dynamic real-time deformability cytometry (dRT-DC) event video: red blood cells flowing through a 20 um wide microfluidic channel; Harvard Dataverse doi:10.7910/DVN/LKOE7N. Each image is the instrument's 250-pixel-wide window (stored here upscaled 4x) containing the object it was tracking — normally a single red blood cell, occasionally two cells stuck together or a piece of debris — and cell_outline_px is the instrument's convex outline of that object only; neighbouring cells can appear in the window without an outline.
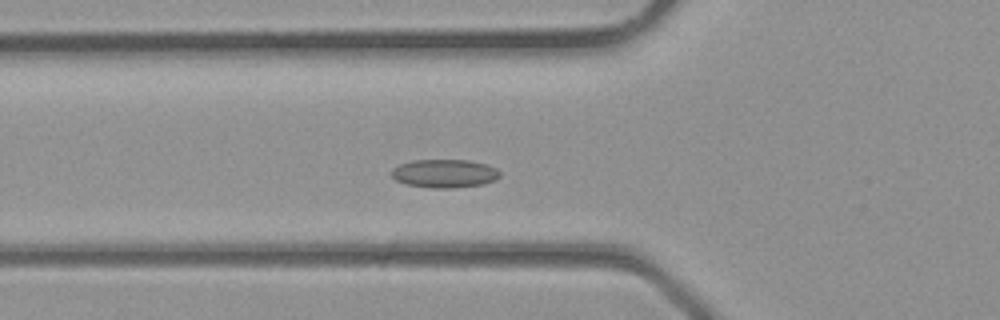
{"species": "common noctule bat (a hibernating species)", "species_latin": "Nyctalus noctula", "temperature_condition": "room temperature", "stored_images_in_passage": 24, "camera_frame_rate_fps": 3000, "um_per_image_px": 0.085, "animal": {"sex": "male", "body_mass_g": 23.1, "forearm_length_mm": 52.7}, "frame": {"image": 1, "passage_image": 9, "time_ms": 2.667, "image_size_px": [1000, 320], "cell_outline_px": [[500, 176], [496, 180], [484, 184], [452, 188], [432, 188], [408, 184], [396, 180], [392, 176], [392, 168], [400, 164], [412, 160], [468, 160], [484, 164], [496, 168], [500, 172]], "centroid_in_image_um": [37.8, 14.74], "position_along_channel_um": 88.0, "area_um2": 17.86}}
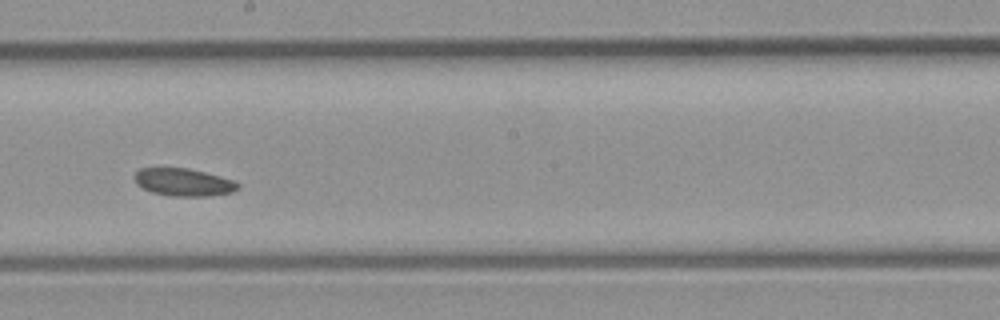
{"frame": {"image": 2, "passage_image": 17, "time_ms": 5.333, "image_size_px": [1000, 320], "cell_outline_px": [[240, 188], [232, 192], [208, 196], [172, 196], [152, 192], [136, 184], [132, 176], [140, 168], [188, 168], [236, 180], [240, 184]], "centroid_in_image_um": [15.61, 15.48], "position_along_channel_um": 232.6, "area_um2": 16.76}}
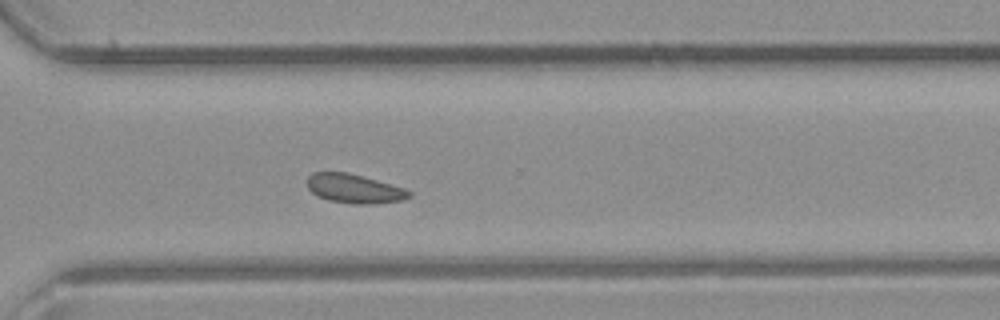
{"frame": {"image": 3, "passage_image": 23, "time_ms": 7.333, "image_size_px": [1000, 320], "cell_outline_px": [[412, 196], [404, 200], [376, 204], [356, 204], [328, 200], [316, 196], [308, 188], [304, 180], [312, 172], [348, 172], [364, 176], [404, 188], [412, 192]], "centroid_in_image_um": [30.09, 16.03], "position_along_channel_um": 340.5, "area_um2": 17.63}}